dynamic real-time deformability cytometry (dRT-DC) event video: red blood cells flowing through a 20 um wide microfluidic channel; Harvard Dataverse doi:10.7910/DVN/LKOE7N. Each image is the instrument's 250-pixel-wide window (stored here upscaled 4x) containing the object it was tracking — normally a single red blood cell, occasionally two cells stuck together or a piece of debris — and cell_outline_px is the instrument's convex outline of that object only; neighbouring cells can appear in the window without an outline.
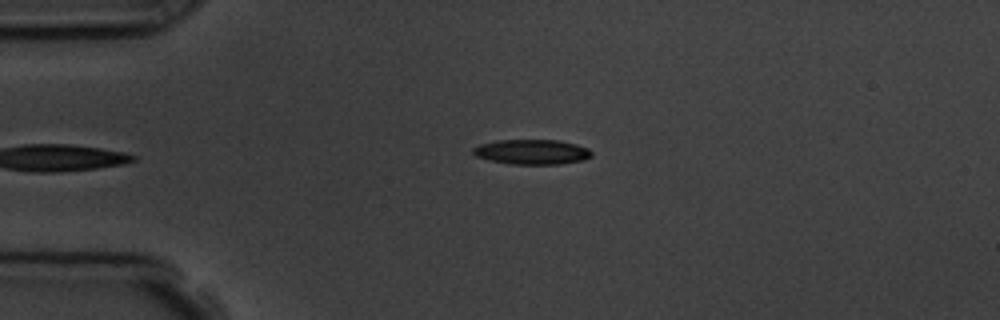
{"species": "common noctule bat (a hibernating species)", "species_latin": "Nyctalus noctula", "temperature_condition": "room temperature", "stored_images_in_passage": 6, "camera_frame_rate_fps": 3000, "um_per_image_px": 0.085, "animal": {"sex": "male", "body_mass_g": 19.5, "forearm_length_mm": 54.6}, "frame": {"image": 1, "passage_image": 6, "time_ms": 5.667, "image_size_px": [1000, 320], "cell_outline_px": [[592, 156], [584, 160], [560, 164], [512, 164], [488, 160], [476, 156], [472, 152], [472, 148], [480, 144], [496, 140], [560, 140], [576, 144], [588, 148], [592, 152]], "centroid_in_image_um": [45.22, 12.91], "position_along_channel_um": 39.8, "area_um2": 17.34}}